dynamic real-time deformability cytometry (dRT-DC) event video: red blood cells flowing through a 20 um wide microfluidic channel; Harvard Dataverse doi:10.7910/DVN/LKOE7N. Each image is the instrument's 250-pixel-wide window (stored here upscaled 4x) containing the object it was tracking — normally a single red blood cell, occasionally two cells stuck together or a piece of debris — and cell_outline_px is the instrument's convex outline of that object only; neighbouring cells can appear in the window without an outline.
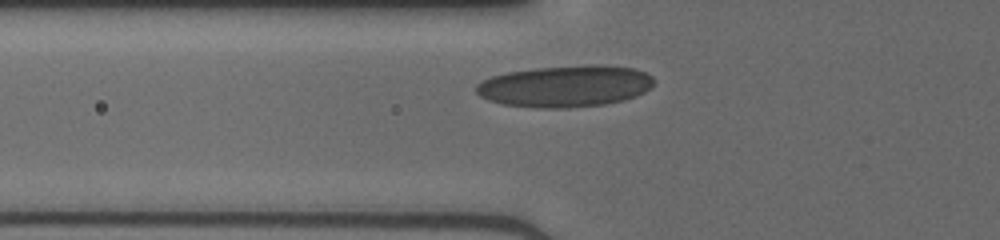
{"species": "human", "species_latin": "Homo sapiens", "temperature_condition": "cold", "stored_images_in_passage": 27, "camera_frame_rate_fps": 3000, "um_per_image_px": 0.085, "donor": {"sex": "male"}, "frame": {"image": 1, "passage_image": 3, "time_ms": 0.667, "image_size_px": [1000, 240], "cell_outline_px": [[652, 88], [636, 96], [624, 100], [604, 104], [568, 108], [536, 108], [504, 104], [488, 100], [480, 96], [476, 92], [476, 84], [492, 76], [508, 72], [536, 68], [592, 64], [604, 64], [636, 68], [652, 76]], "centroid_in_image_um": [48.07, 7.32], "position_along_channel_um": 77.7, "area_um2": 43.29}}
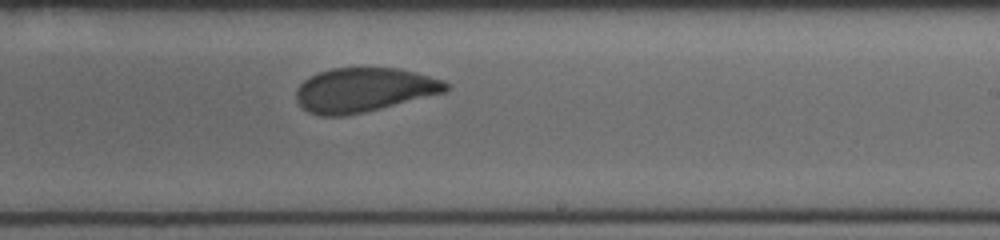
{"frame": {"image": 2, "passage_image": 16, "time_ms": 5.0, "image_size_px": [1000, 240], "cell_outline_px": [[448, 88], [444, 92], [364, 112], [344, 116], [320, 116], [308, 112], [296, 100], [296, 88], [308, 76], [332, 68], [400, 68], [416, 72], [444, 80], [448, 84]], "centroid_in_image_um": [30.9, 7.63], "position_along_channel_um": 258.1, "area_um2": 38.38}}
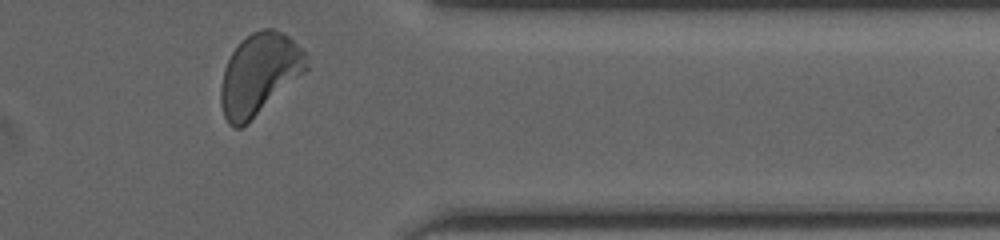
{"frame": {"image": 3, "passage_image": 26, "time_ms": 8.333, "image_size_px": [1000, 240], "cell_outline_px": [[308, 68], [304, 72], [240, 128], [232, 128], [228, 124], [224, 116], [220, 100], [220, 88], [224, 68], [232, 52], [240, 40], [252, 32], [260, 28], [272, 28], [288, 36], [308, 56]], "centroid_in_image_um": [22.0, 6.26], "position_along_channel_um": 389.4, "area_um2": 39.88}}